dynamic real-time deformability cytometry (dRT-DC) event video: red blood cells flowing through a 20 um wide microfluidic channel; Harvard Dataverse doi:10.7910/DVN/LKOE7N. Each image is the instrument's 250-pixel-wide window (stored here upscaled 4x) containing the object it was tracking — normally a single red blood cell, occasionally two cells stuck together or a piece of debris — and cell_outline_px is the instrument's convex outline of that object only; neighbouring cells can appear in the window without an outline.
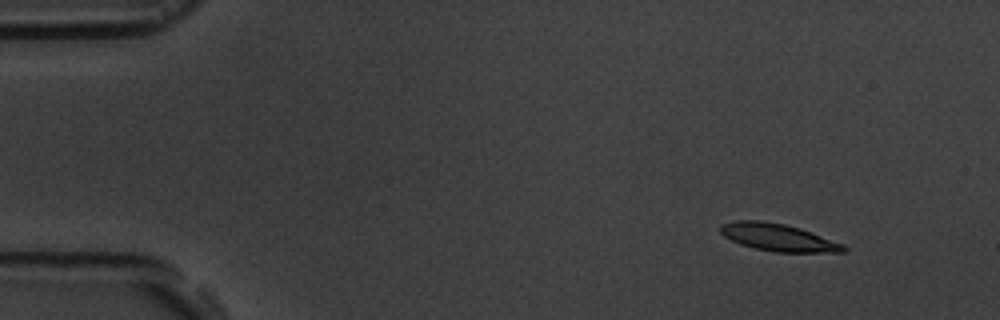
{"species": "common noctule bat (a hibernating species)", "species_latin": "Nyctalus noctula", "temperature_condition": "room temperature", "stored_images_in_passage": 4, "camera_frame_rate_fps": 3000, "um_per_image_px": 0.085, "animal": {"sex": "male", "body_mass_g": 19.5, "forearm_length_mm": 54.6}, "frame": {"image": 1, "passage_image": 1, "time_ms": 0.0, "image_size_px": [1000, 320], "cell_outline_px": [[848, 248], [844, 252], [776, 252], [756, 248], [740, 244], [724, 236], [720, 232], [720, 224], [736, 220], [764, 220], [784, 224], [800, 228], [844, 244]], "centroid_in_image_um": [66.14, 20.17], "position_along_channel_um": 18.9, "area_um2": 19.59}}
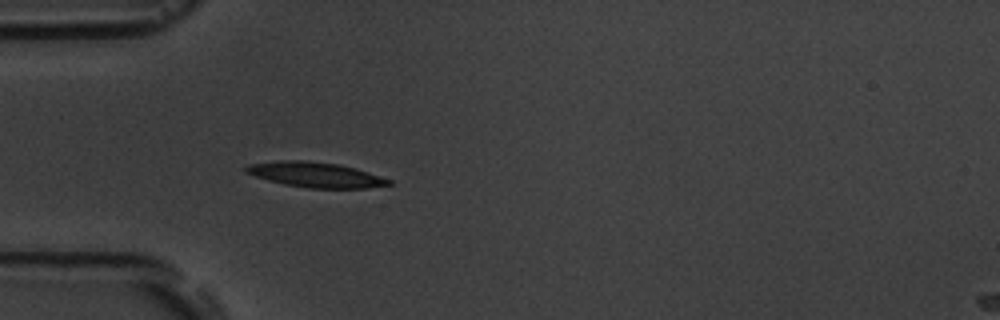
{"frame": {"image": 2, "passage_image": 4, "time_ms": 3.667, "image_size_px": [1000, 320], "cell_outline_px": [[392, 184], [368, 188], [308, 188], [284, 184], [268, 180], [244, 172], [244, 168], [248, 164], [280, 160], [304, 160], [340, 164], [356, 168], [392, 180]], "centroid_in_image_um": [26.82, 14.84], "position_along_channel_um": 58.2, "area_um2": 20.98}}